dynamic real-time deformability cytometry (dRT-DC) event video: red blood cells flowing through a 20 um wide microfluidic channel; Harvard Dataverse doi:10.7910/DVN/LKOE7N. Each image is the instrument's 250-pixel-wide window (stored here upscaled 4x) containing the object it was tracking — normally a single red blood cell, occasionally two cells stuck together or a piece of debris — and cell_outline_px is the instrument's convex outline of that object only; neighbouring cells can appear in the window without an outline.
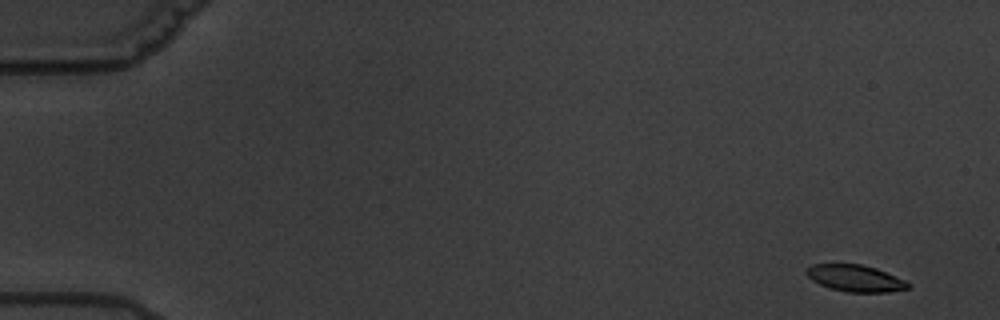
{"species": "common noctule bat (a hibernating species)", "species_latin": "Nyctalus noctula", "temperature_condition": "warm", "stored_images_in_passage": 5, "camera_frame_rate_fps": 3000, "um_per_image_px": 0.085, "animal": {"sex": "male", "body_mass_g": 19.5, "forearm_length_mm": 54.6}, "frame": {"image": 1, "passage_image": 1, "time_ms": 0.0, "image_size_px": [1000, 320], "cell_outline_px": [[912, 284], [908, 288], [888, 292], [848, 292], [832, 288], [820, 284], [812, 280], [804, 272], [812, 264], [860, 264], [876, 268], [904, 280]], "centroid_in_image_um": [72.7, 23.65], "position_along_channel_um": 12.3, "area_um2": 15.61}}
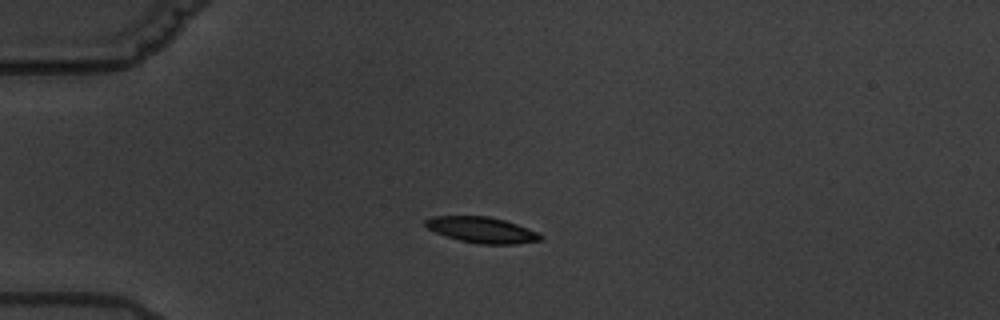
{"frame": {"image": 2, "passage_image": 4, "time_ms": 4.333, "image_size_px": [1000, 320], "cell_outline_px": [[544, 240], [516, 244], [480, 244], [460, 240], [436, 232], [428, 228], [424, 224], [424, 220], [432, 216], [488, 216], [504, 220], [516, 224], [536, 232], [544, 236]], "centroid_in_image_um": [40.97, 19.54], "position_along_channel_um": 44.0, "area_um2": 17.22}}